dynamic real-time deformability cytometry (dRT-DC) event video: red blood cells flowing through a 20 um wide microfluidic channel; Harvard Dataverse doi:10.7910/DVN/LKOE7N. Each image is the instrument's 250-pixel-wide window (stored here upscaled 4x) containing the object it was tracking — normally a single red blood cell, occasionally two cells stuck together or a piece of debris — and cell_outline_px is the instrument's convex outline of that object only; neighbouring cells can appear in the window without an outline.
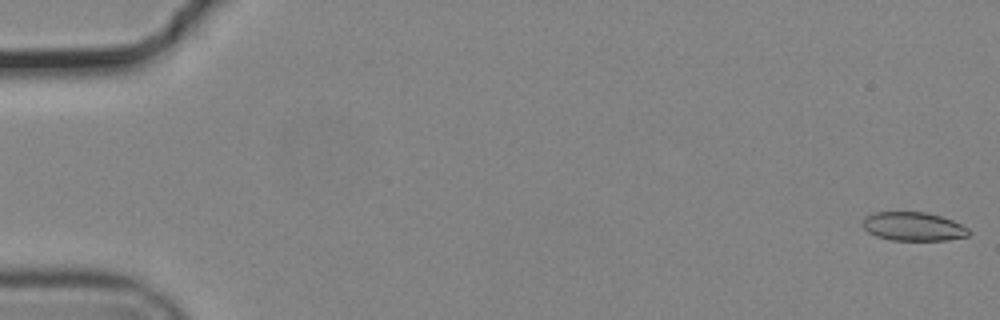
{"species": "common noctule bat (a hibernating species)", "species_latin": "Nyctalus noctula", "temperature_condition": "cold", "stored_images_in_passage": 22, "camera_frame_rate_fps": 3000, "um_per_image_px": 0.085, "animal": {"sex": "male", "body_mass_g": 19.2, "forearm_length_mm": 51.8}, "frame": {"image": 1, "passage_image": 1, "time_ms": 0.0, "image_size_px": [1000, 320], "cell_outline_px": [[972, 232], [968, 236], [948, 240], [892, 240], [876, 236], [868, 232], [864, 228], [864, 216], [876, 212], [928, 212], [952, 220], [968, 228]], "centroid_in_image_um": [77.66, 19.25], "position_along_channel_um": 7.3, "area_um2": 17.74}}
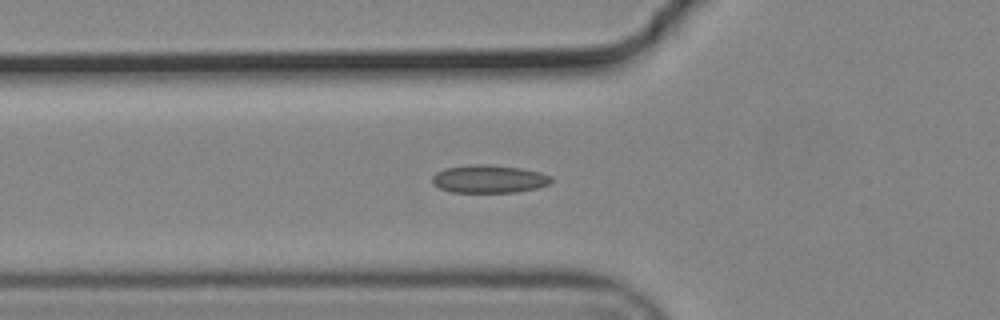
{"frame": {"image": 2, "passage_image": 20, "time_ms": 6.333, "image_size_px": [1000, 320], "cell_outline_px": [[552, 180], [548, 184], [536, 188], [516, 192], [452, 192], [440, 188], [432, 180], [432, 176], [436, 172], [444, 168], [472, 164], [480, 164], [520, 168], [540, 172], [552, 176]], "centroid_in_image_um": [41.56, 15.21], "position_along_channel_um": 84.2, "area_um2": 19.19}}